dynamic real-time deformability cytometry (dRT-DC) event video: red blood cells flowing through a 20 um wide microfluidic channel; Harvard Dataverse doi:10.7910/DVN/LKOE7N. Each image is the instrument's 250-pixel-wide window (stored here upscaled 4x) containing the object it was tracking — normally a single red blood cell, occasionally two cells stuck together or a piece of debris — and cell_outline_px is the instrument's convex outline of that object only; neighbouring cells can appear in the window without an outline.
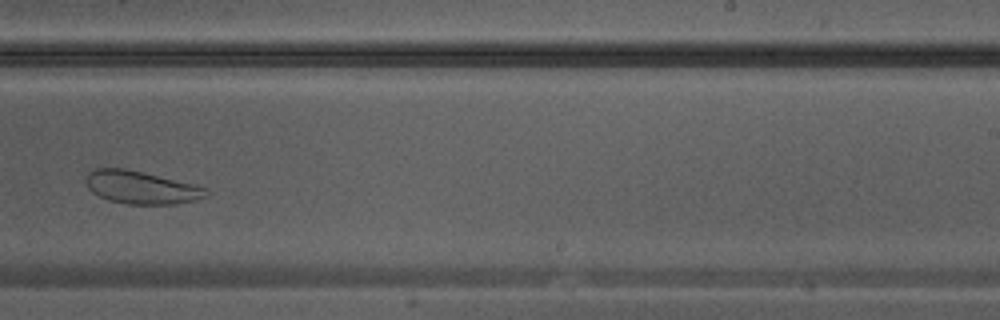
{"species": "Egyptian fruit bat (a non-hibernating species)", "species_latin": "Rousettus aegyptiacus", "temperature_condition": "warm", "stored_images_in_passage": 25, "camera_frame_rate_fps": 3000, "um_per_image_px": 0.085, "animal": {"sex": "male"}, "frame": {"image": 1, "passage_image": 15, "time_ms": 4.667, "image_size_px": [1000, 320], "cell_outline_px": [[208, 196], [176, 204], [128, 204], [108, 200], [92, 192], [88, 188], [84, 180], [88, 172], [96, 168], [124, 168], [144, 172], [196, 184], [208, 188]], "centroid_in_image_um": [12.0, 15.92], "position_along_channel_um": 277.0, "area_um2": 23.18}}